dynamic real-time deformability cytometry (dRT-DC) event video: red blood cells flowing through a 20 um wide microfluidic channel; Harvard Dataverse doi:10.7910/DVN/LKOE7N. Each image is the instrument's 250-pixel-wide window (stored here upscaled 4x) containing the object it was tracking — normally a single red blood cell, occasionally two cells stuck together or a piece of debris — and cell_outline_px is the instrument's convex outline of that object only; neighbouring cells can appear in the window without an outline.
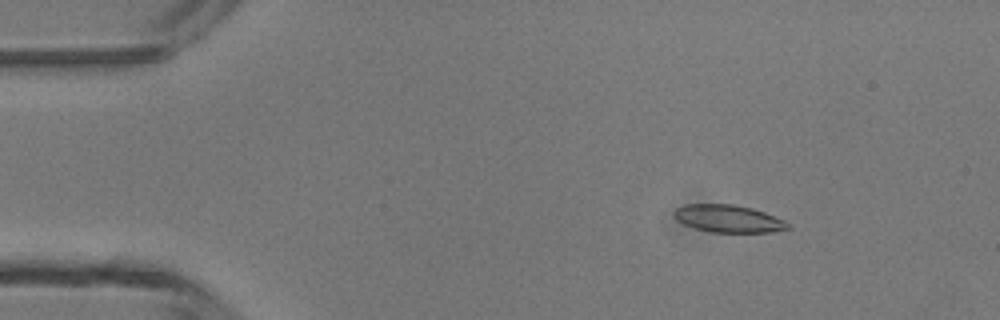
{"species": "common noctule bat (a hibernating species)", "species_latin": "Nyctalus noctula", "temperature_condition": "room temperature", "stored_images_in_passage": 3, "camera_frame_rate_fps": 3000, "um_per_image_px": 0.085, "animal": {"sex": "male", "body_mass_g": 13.3}, "frame": {"image": 1, "passage_image": 2, "time_ms": 1.0, "image_size_px": [1000, 320], "cell_outline_px": [[792, 228], [772, 232], [712, 232], [696, 228], [684, 224], [676, 220], [672, 216], [672, 212], [676, 208], [684, 204], [732, 204], [752, 208], [764, 212], [784, 220]], "centroid_in_image_um": [61.88, 18.58], "position_along_channel_um": 23.1, "area_um2": 18.26}}